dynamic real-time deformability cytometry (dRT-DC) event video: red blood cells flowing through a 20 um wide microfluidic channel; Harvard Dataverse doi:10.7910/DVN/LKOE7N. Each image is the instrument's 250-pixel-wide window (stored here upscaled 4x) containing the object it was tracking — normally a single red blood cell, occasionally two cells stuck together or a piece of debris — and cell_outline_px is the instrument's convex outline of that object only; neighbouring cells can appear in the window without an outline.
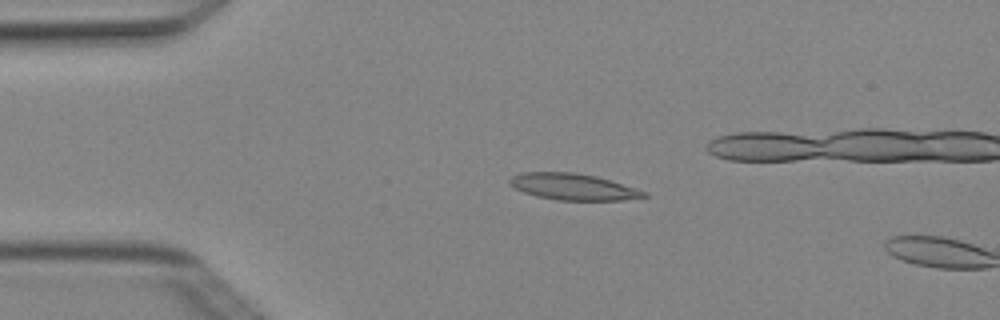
{"species": "Egyptian fruit bat (a non-hibernating species)", "species_latin": "Rousettus aegyptiacus", "temperature_condition": "cold", "stored_images_in_passage": 2, "camera_frame_rate_fps": 3000, "um_per_image_px": 0.085, "animal": {"sex": "female"}, "frame": {"image": 1, "passage_image": 1, "time_ms": 0.0, "image_size_px": [1000, 320], "cell_outline_px": [[648, 196], [620, 200], [556, 200], [536, 196], [524, 192], [516, 188], [508, 180], [512, 176], [520, 172], [572, 172], [596, 176], [648, 192]], "centroid_in_image_um": [48.7, 15.87], "position_along_channel_um": 36.3, "area_um2": 20.46}}